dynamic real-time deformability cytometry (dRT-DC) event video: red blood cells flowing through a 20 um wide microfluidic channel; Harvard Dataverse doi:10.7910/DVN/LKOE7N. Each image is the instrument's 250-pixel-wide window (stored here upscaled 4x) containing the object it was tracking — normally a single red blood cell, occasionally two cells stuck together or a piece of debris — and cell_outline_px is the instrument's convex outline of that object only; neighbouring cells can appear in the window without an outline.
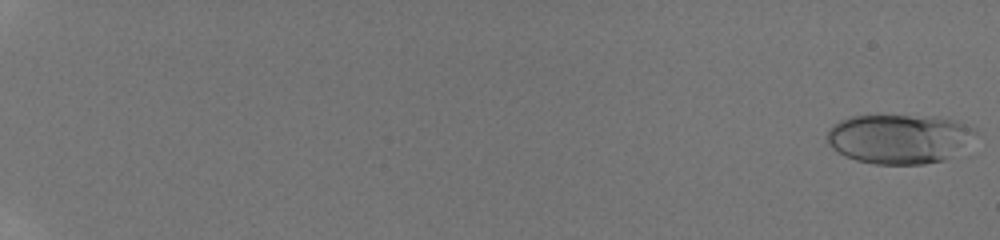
{"species": "human", "species_latin": "Homo sapiens", "temperature_condition": "room temperature", "stored_images_in_passage": 29, "camera_frame_rate_fps": 3000, "um_per_image_px": 0.085, "donor": {"sex": "male"}, "frame": {"image": 1, "passage_image": 1, "time_ms": 0.0, "image_size_px": [1000, 240], "cell_outline_px": [[976, 132], [944, 160], [924, 164], [876, 164], [856, 160], [844, 156], [832, 148], [828, 144], [828, 128], [832, 124], [840, 120], [852, 116], [908, 116], [952, 120], [976, 128]], "centroid_in_image_um": [76.3, 11.8], "position_along_channel_um": 8.7, "area_um2": 41.67}}
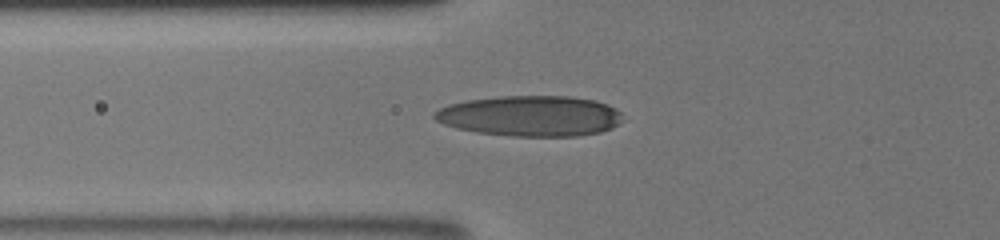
{"frame": {"image": 2, "passage_image": 22, "time_ms": 7.667, "image_size_px": [1000, 240], "cell_outline_px": [[624, 120], [612, 128], [600, 132], [580, 136], [508, 136], [476, 132], [456, 128], [444, 124], [436, 120], [432, 116], [432, 112], [448, 104], [468, 100], [500, 96], [572, 96], [596, 100], [608, 104], [616, 108], [620, 112]], "centroid_in_image_um": [45.1, 9.85], "position_along_channel_um": 80.7, "area_um2": 44.97}}
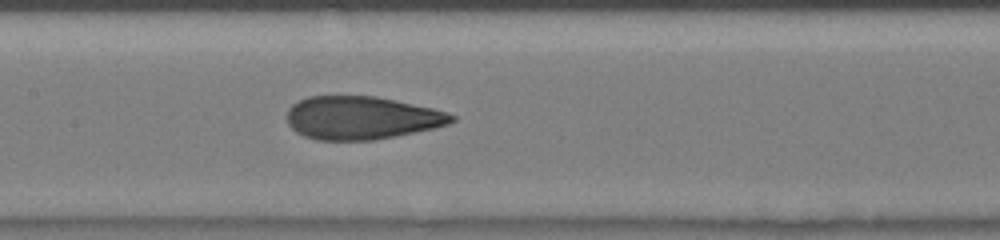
{"frame": {"image": 3, "passage_image": 29, "time_ms": 10.0, "image_size_px": [1000, 240], "cell_outline_px": [[456, 120], [448, 124], [432, 128], [396, 136], [372, 140], [316, 140], [304, 136], [296, 132], [288, 124], [288, 108], [292, 104], [308, 96], [376, 96], [432, 108], [456, 116]], "centroid_in_image_um": [30.7, 10.02], "position_along_channel_um": 176.7, "area_um2": 41.15}}